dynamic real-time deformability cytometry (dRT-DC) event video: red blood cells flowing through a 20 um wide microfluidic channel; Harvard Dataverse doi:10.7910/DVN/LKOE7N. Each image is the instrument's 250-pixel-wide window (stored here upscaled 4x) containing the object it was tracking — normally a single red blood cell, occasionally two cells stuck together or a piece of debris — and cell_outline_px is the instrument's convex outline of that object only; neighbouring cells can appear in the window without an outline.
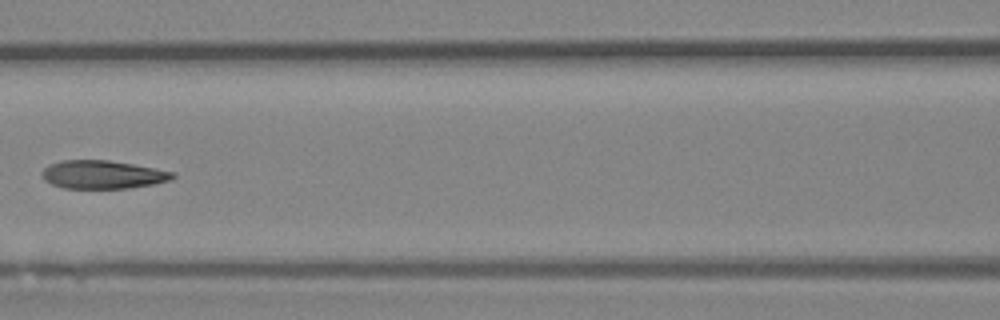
{"species": "Egyptian fruit bat (a non-hibernating species)", "species_latin": "Rousettus aegyptiacus", "temperature_condition": "room temperature", "stored_images_in_passage": 7, "camera_frame_rate_fps": 3000, "um_per_image_px": 0.085, "animal": {"sex": "female"}, "frame": {"image": 1, "passage_image": 7, "time_ms": 2.0, "image_size_px": [1000, 320], "cell_outline_px": [[176, 176], [172, 180], [152, 184], [128, 188], [64, 188], [52, 184], [44, 180], [40, 172], [44, 168], [60, 160], [108, 160], [132, 164], [176, 172]], "centroid_in_image_um": [8.74, 14.84], "position_along_channel_um": 157.9, "area_um2": 21.5}}